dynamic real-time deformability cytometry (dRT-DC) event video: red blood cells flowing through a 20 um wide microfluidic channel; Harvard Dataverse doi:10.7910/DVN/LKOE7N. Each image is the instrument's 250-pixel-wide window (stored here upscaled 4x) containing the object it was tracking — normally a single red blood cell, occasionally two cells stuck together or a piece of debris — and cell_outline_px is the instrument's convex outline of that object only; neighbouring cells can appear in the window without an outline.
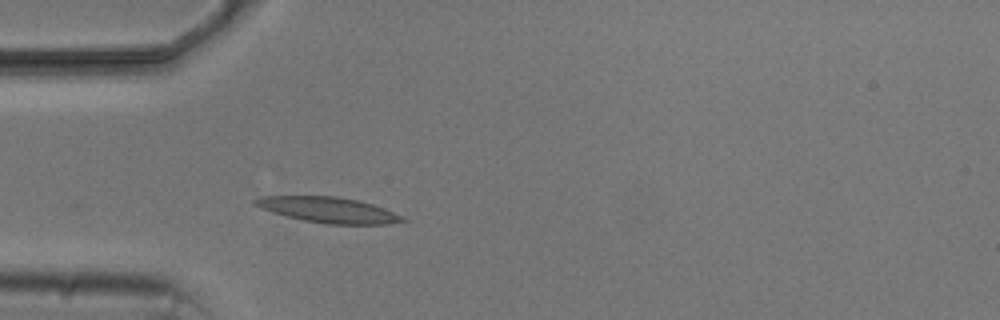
{"species": "common noctule bat (a hibernating species)", "species_latin": "Nyctalus noctula", "temperature_condition": "cold", "stored_images_in_passage": 4, "camera_frame_rate_fps": 3000, "um_per_image_px": 0.085, "animal": {"sex": "male", "body_mass_g": 20.5, "forearm_length_mm": 52.5}, "frame": {"image": 1, "passage_image": 4, "time_ms": 3.667, "image_size_px": [1000, 320], "cell_outline_px": [[408, 220], [388, 224], [328, 224], [304, 220], [272, 212], [260, 208], [252, 204], [252, 200], [260, 196], [336, 196], [356, 200], [372, 204], [384, 208], [404, 216]], "centroid_in_image_um": [27.9, 17.84], "position_along_channel_um": 57.1, "area_um2": 21.91}}